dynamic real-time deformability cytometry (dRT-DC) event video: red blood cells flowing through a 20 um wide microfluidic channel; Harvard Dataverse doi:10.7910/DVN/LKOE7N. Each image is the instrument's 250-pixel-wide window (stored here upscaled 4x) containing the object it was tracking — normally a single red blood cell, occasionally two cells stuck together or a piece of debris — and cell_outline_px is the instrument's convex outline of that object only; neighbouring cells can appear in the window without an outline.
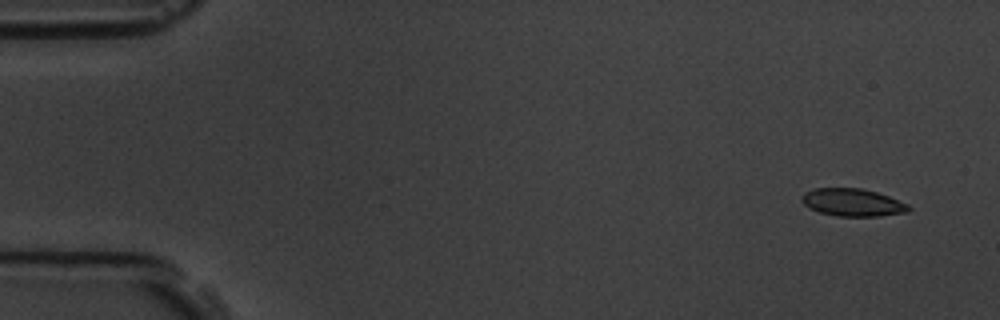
{"species": "common noctule bat (a hibernating species)", "species_latin": "Nyctalus noctula", "temperature_condition": "room temperature", "stored_images_in_passage": 5, "segment_of_instrument_passage": [2, 2], "camera_frame_rate_fps": 3000, "um_per_image_px": 0.085, "animal": {"sex": "male", "body_mass_g": 19.5, "forearm_length_mm": 54.6}, "frame": {"image": 1, "passage_image": 5, "time_ms": 5.333, "image_size_px": [1000, 320], "cell_outline_px": [[912, 208], [908, 212], [880, 216], [836, 216], [820, 212], [808, 208], [800, 200], [800, 196], [804, 192], [812, 188], [860, 188], [876, 192], [888, 196], [908, 204]], "centroid_in_image_um": [72.44, 17.2], "position_along_channel_um": 12.6, "area_um2": 17.34}}